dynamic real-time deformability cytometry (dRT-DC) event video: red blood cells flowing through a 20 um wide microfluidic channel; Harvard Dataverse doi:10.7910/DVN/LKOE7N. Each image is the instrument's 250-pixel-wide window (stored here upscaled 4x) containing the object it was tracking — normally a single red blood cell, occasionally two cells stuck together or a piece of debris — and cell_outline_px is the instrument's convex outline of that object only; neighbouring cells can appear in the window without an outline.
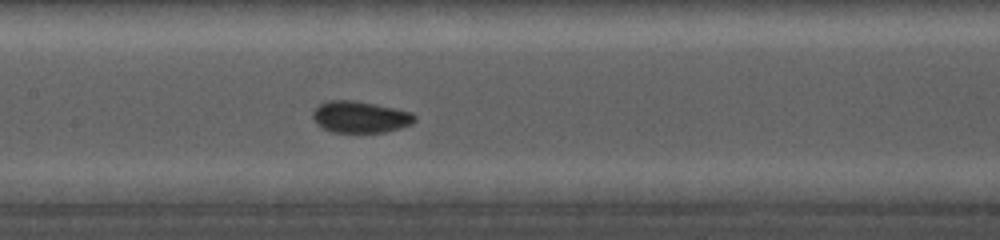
{"species": "common noctule bat (a hibernating species)", "species_latin": "Nyctalus noctula", "temperature_condition": "cold", "stored_images_in_passage": 10, "camera_frame_rate_fps": 5000, "um_per_image_px": 0.085, "animal": {"sex": "female", "body_mass_g": 19.0, "forearm_length_mm": 56.7}, "frame": {"image": 1, "passage_image": 10, "time_ms": 8.2, "image_size_px": [1000, 240], "cell_outline_px": [[416, 120], [412, 124], [400, 128], [384, 132], [332, 132], [316, 124], [312, 116], [312, 112], [320, 104], [328, 100], [352, 100], [376, 104], [396, 108], [412, 112], [416, 116]], "centroid_in_image_um": [30.63, 9.94], "position_along_channel_um": 176.8, "area_um2": 18.84}}